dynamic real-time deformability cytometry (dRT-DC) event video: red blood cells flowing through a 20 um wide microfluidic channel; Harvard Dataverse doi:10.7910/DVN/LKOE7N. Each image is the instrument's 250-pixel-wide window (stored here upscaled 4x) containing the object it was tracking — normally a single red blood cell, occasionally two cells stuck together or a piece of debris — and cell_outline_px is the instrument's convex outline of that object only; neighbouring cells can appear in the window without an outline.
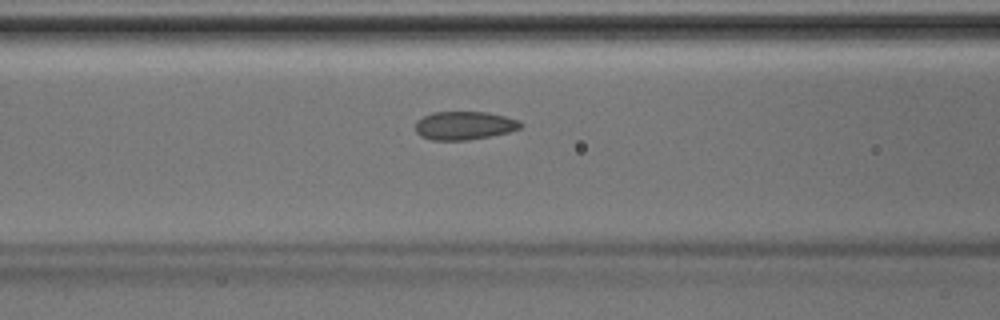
{"species": "Egyptian fruit bat (a non-hibernating species)", "species_latin": "Rousettus aegyptiacus", "temperature_condition": "room temperature", "stored_images_in_passage": 33, "camera_frame_rate_fps": 3000, "um_per_image_px": 0.085, "animal": {"sex": "male"}, "frame": {"image": 1, "passage_image": 7, "time_ms": 2.0, "image_size_px": [1000, 320], "cell_outline_px": [[524, 124], [520, 128], [508, 132], [468, 140], [432, 140], [420, 136], [416, 132], [416, 120], [432, 112], [488, 112], [520, 120]], "centroid_in_image_um": [39.46, 10.66], "position_along_channel_um": 127.1, "area_um2": 17.4}}
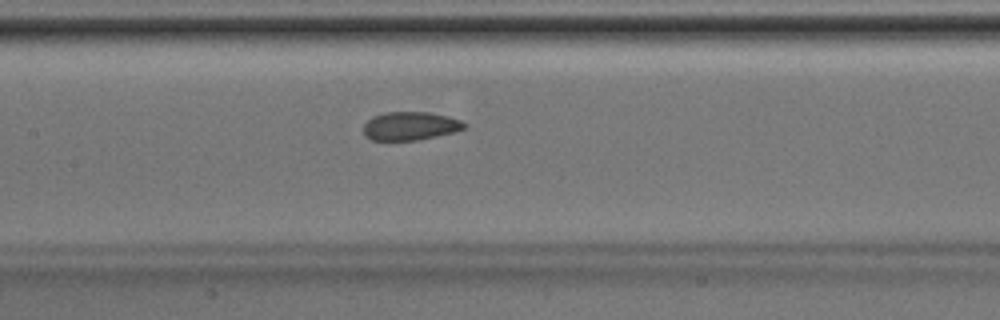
{"frame": {"image": 2, "passage_image": 10, "time_ms": 3.0, "image_size_px": [1000, 320], "cell_outline_px": [[468, 124], [464, 128], [452, 132], [436, 136], [416, 140], [372, 140], [364, 136], [364, 124], [372, 116], [384, 112], [428, 112], [448, 116], [460, 120]], "centroid_in_image_um": [34.84, 10.7], "position_along_channel_um": 172.6, "area_um2": 16.65}}
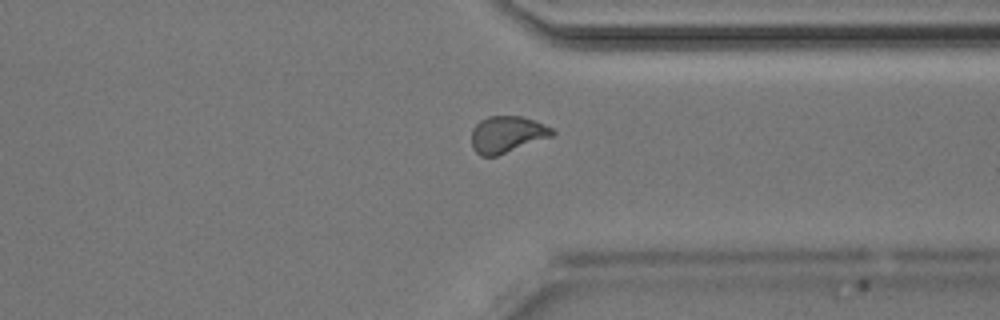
{"frame": {"image": 3, "passage_image": 23, "time_ms": 7.333, "image_size_px": [1000, 320], "cell_outline_px": [[556, 132], [552, 136], [496, 156], [480, 156], [472, 148], [472, 128], [480, 120], [488, 116], [524, 116], [544, 124], [552, 128]], "centroid_in_image_um": [43.08, 11.41], "position_along_channel_um": 368.3, "area_um2": 17.22}}